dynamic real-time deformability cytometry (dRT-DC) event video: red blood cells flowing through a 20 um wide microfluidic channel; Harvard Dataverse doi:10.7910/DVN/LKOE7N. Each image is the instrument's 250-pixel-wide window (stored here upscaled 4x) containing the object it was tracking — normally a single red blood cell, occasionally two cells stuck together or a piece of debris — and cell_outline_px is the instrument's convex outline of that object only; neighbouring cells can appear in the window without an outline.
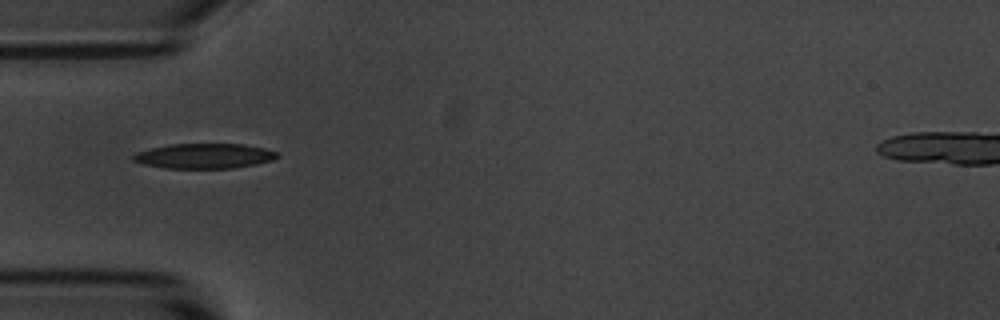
{"species": "common noctule bat (a hibernating species)", "species_latin": "Nyctalus noctula", "temperature_condition": "room temperature", "stored_images_in_passage": 9, "camera_frame_rate_fps": 3000, "um_per_image_px": 0.085, "animal": {"sex": "male", "body_mass_g": 20.1, "forearm_length_mm": 53.5}, "frame": {"image": 1, "passage_image": 1, "time_ms": 0.0, "image_size_px": [1000, 320], "cell_outline_px": [[280, 156], [272, 160], [256, 164], [232, 168], [164, 168], [144, 164], [132, 160], [132, 156], [136, 152], [168, 144], [244, 144], [264, 148], [276, 152]], "centroid_in_image_um": [17.36, 13.25], "position_along_channel_um": 67.6, "area_um2": 20.92}}
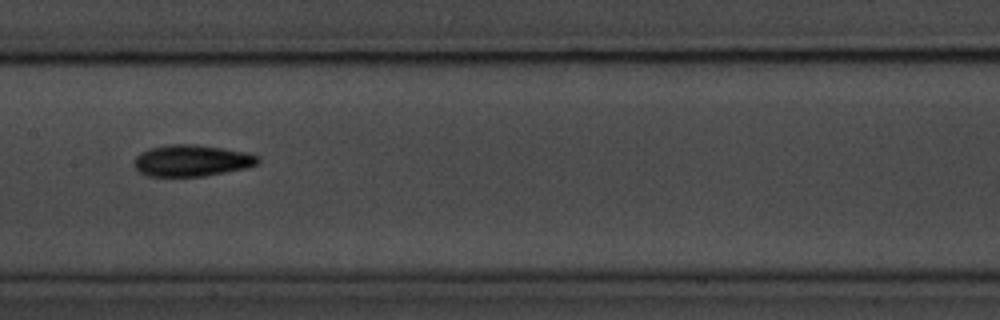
{"frame": {"image": 2, "passage_image": 4, "time_ms": 1.0, "image_size_px": [1000, 320], "cell_outline_px": [[260, 160], [256, 164], [244, 168], [204, 176], [148, 176], [140, 172], [132, 164], [136, 156], [140, 152], [148, 148], [168, 144], [196, 144], [224, 148], [248, 152], [260, 156]], "centroid_in_image_um": [16.28, 13.63], "position_along_channel_um": 191.1, "area_um2": 22.89}}
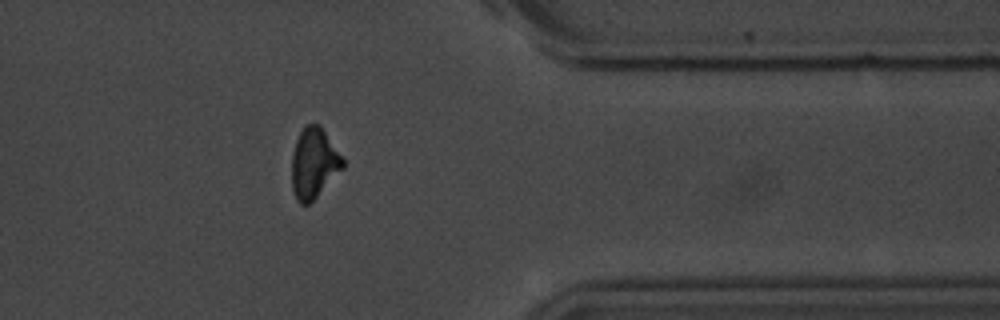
{"frame": {"image": 3, "passage_image": 9, "time_ms": 2.667, "image_size_px": [1000, 320], "cell_outline_px": [[344, 168], [308, 204], [300, 204], [296, 200], [292, 188], [292, 156], [296, 140], [304, 124], [320, 124], [344, 160]], "centroid_in_image_um": [26.67, 13.86], "position_along_channel_um": 384.7, "area_um2": 20.75}}